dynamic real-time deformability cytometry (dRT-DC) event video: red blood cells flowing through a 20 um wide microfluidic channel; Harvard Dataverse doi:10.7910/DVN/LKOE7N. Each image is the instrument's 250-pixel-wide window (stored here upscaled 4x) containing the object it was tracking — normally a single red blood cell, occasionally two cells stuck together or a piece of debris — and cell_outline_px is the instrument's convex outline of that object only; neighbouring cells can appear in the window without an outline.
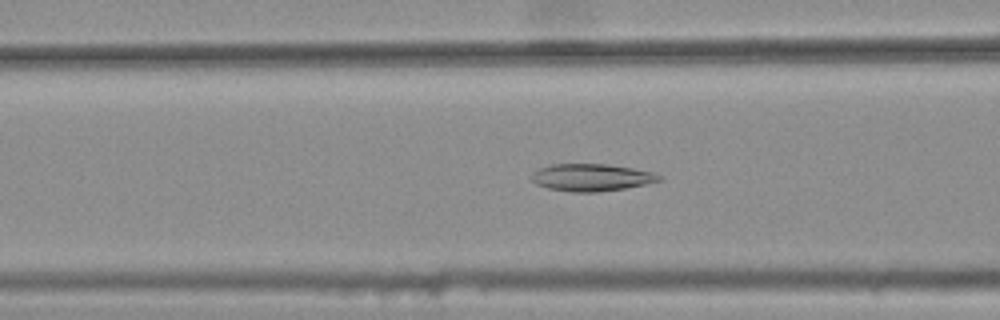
{"species": "common noctule bat (a hibernating species)", "species_latin": "Nyctalus noctula", "temperature_condition": "warm", "stored_images_in_passage": 43, "camera_frame_rate_fps": 3000, "um_per_image_px": 0.085, "animal": {"sex": "female", "body_mass_g": 25.1}, "frame": {"image": 1, "passage_image": 18, "time_ms": 5.667, "image_size_px": [1000, 320], "cell_outline_px": [[664, 176], [660, 180], [644, 184], [624, 188], [596, 192], [572, 192], [548, 188], [536, 184], [532, 180], [532, 172], [536, 168], [552, 164], [608, 164], [632, 168], [652, 172]], "centroid_in_image_um": [50.24, 15.07], "position_along_channel_um": 116.4, "area_um2": 20.23}}
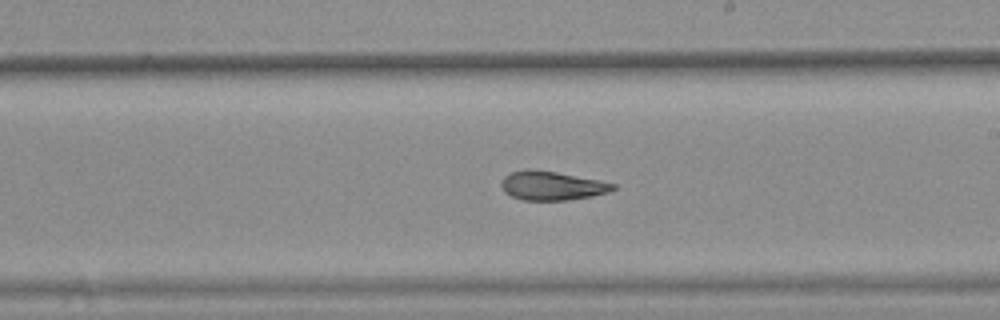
{"frame": {"image": 2, "passage_image": 28, "time_ms": 9.0, "image_size_px": [1000, 320], "cell_outline_px": [[616, 188], [608, 192], [592, 196], [568, 200], [520, 200], [504, 192], [500, 184], [504, 176], [512, 172], [528, 168], [556, 172], [600, 180], [616, 184]], "centroid_in_image_um": [46.9, 15.78], "position_along_channel_um": 242.1, "area_um2": 18.9}}
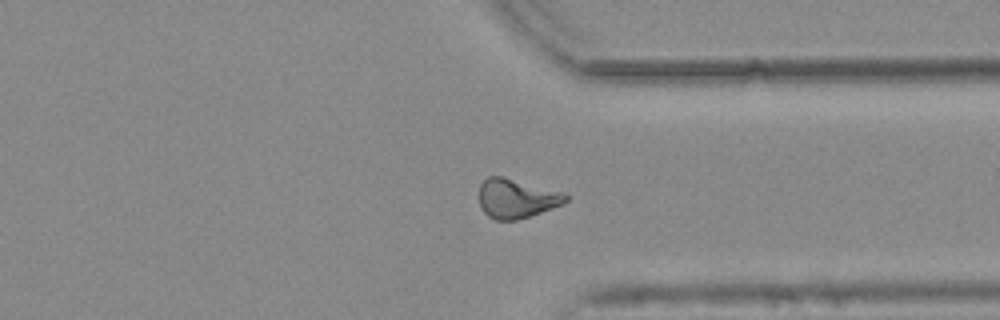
{"frame": {"image": 3, "passage_image": 38, "time_ms": 12.333, "image_size_px": [1000, 320], "cell_outline_px": [[568, 200], [552, 208], [516, 220], [496, 220], [488, 216], [480, 208], [480, 184], [488, 176], [500, 176], [560, 192], [568, 196]], "centroid_in_image_um": [43.84, 16.88], "position_along_channel_um": 367.6, "area_um2": 19.25}, "authors_computed_cell_mechanics": {"area_um2": 19.5364, "velocity_mm_per_s": 3.7816, "shape_relaxation_time_tau1_ms": null, "shape_relaxation_time_tau2_ms": 2.8125, "deformation_change_tau1": null, "deformation_change_tau2": 0.0892}}